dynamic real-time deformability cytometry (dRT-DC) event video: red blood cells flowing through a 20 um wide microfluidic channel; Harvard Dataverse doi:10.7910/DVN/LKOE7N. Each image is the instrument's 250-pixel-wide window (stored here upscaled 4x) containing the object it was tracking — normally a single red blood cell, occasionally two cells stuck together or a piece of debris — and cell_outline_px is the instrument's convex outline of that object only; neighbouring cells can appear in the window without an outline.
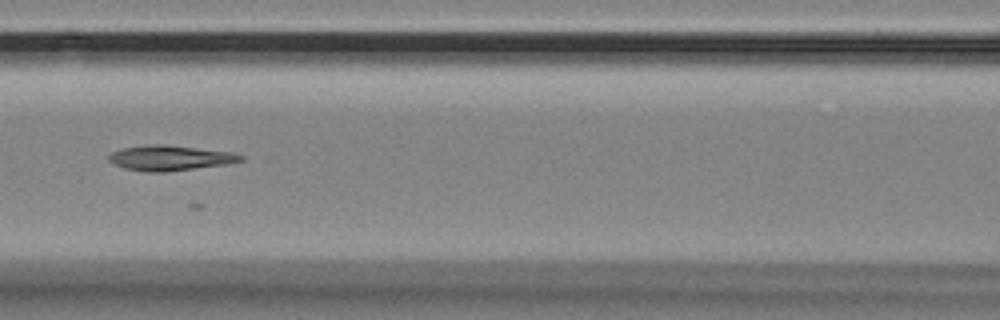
{"species": "Egyptian fruit bat (a non-hibernating species)", "species_latin": "Rousettus aegyptiacus", "temperature_condition": "room temperature", "stored_images_in_passage": 27, "camera_frame_rate_fps": 3000, "um_per_image_px": 0.085, "animal": {"sex": "female"}, "frame": {"image": 1, "passage_image": 11, "time_ms": 3.333, "image_size_px": [1000, 320], "cell_outline_px": [[244, 160], [224, 164], [164, 172], [148, 172], [124, 168], [108, 160], [108, 156], [112, 152], [120, 148], [144, 144], [164, 144], [232, 152], [244, 156]], "centroid_in_image_um": [14.41, 13.41], "position_along_channel_um": 152.2, "area_um2": 19.25}}
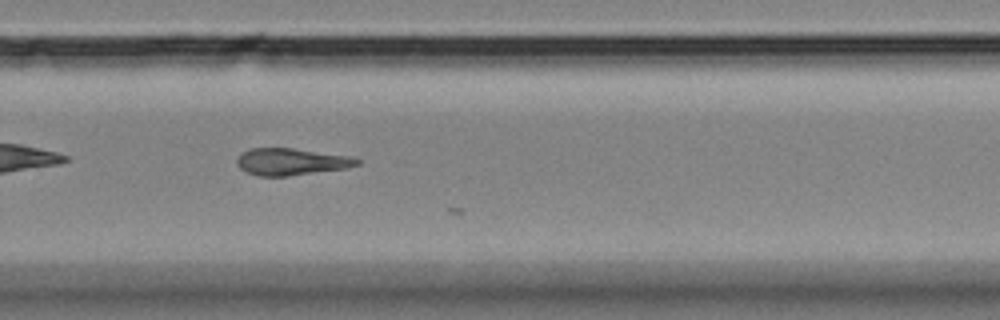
{"frame": {"image": 2, "passage_image": 24, "time_ms": 7.667, "image_size_px": [1000, 320], "cell_outline_px": [[360, 164], [344, 168], [288, 176], [256, 176], [244, 172], [236, 164], [236, 160], [240, 152], [252, 148], [292, 148], [344, 156], [360, 160]], "centroid_in_image_um": [24.63, 13.75], "position_along_channel_um": 305.2, "area_um2": 18.61}}